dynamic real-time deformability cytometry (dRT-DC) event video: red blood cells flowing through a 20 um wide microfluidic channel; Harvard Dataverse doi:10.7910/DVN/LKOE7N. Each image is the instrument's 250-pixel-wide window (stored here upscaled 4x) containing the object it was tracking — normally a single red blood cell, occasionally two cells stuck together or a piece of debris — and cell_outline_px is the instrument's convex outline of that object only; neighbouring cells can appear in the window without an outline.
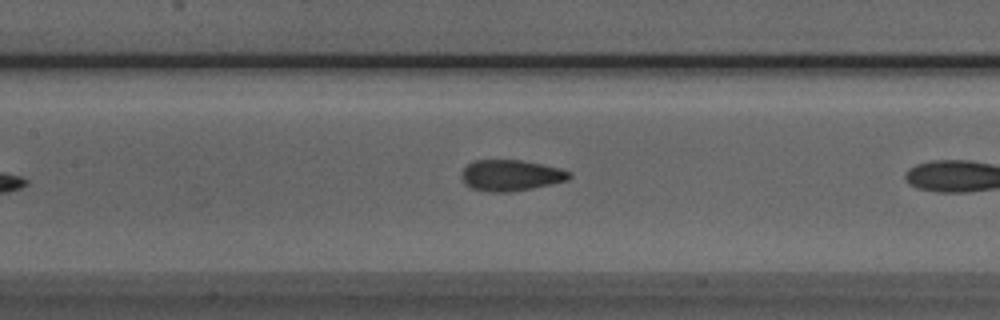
{"species": "Egyptian fruit bat (a non-hibernating species)", "species_latin": "Rousettus aegyptiacus", "temperature_condition": "room temperature", "stored_images_in_passage": 6, "camera_frame_rate_fps": 3000, "um_per_image_px": 0.085, "animal": {"sex": "male"}, "frame": {"image": 1, "passage_image": 5, "time_ms": 4.667, "image_size_px": [1000, 320], "cell_outline_px": [[572, 176], [568, 180], [532, 188], [508, 192], [492, 192], [472, 188], [464, 184], [460, 176], [460, 172], [468, 164], [476, 160], [520, 160], [560, 168], [572, 172]], "centroid_in_image_um": [43.4, 14.9], "position_along_channel_um": 164.0, "area_um2": 19.48}}